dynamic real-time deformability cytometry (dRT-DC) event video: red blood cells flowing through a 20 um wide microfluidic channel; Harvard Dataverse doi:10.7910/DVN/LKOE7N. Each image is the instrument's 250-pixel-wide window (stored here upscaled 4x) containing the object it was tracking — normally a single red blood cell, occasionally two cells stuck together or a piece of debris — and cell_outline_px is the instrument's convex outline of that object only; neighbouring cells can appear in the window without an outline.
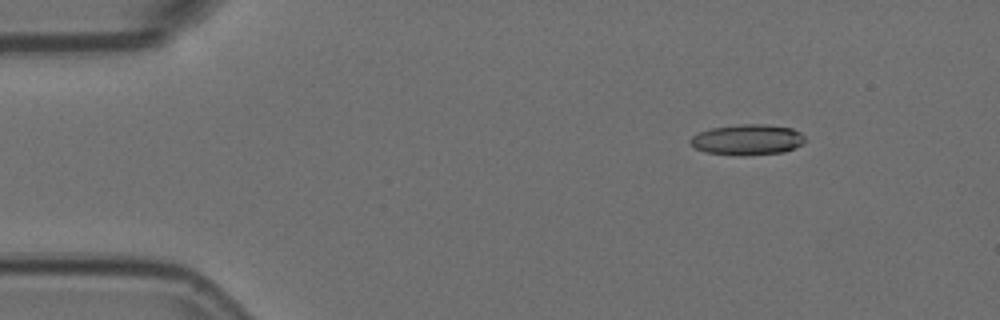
{"species": "Egyptian fruit bat (a non-hibernating species)", "species_latin": "Rousettus aegyptiacus", "temperature_condition": "room temperature", "stored_images_in_passage": 10, "camera_frame_rate_fps": 3000, "um_per_image_px": 0.085, "animal": {"sex": "female"}, "frame": {"image": 1, "passage_image": 3, "time_ms": 0.667, "image_size_px": [1000, 320], "cell_outline_px": [[804, 140], [796, 148], [784, 152], [744, 156], [736, 156], [704, 152], [688, 144], [688, 140], [692, 136], [700, 132], [712, 128], [740, 124], [764, 124], [792, 128], [800, 132], [804, 136]], "centroid_in_image_um": [63.5, 11.89], "position_along_channel_um": 21.5, "area_um2": 20.69}}
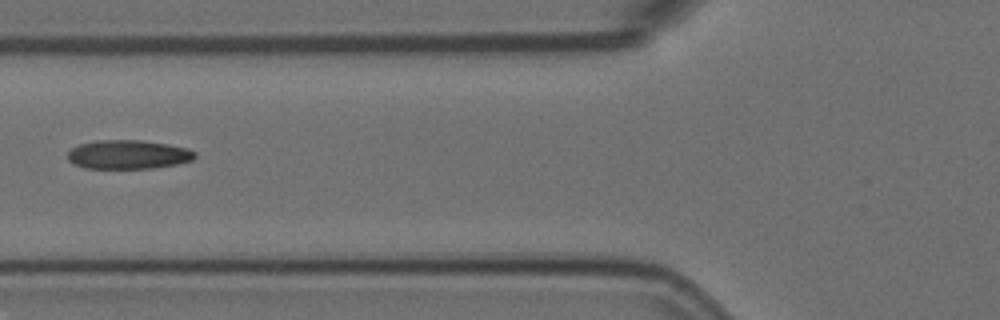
{"frame": {"image": 2, "passage_image": 7, "time_ms": 2.0, "image_size_px": [1000, 320], "cell_outline_px": [[196, 156], [192, 160], [176, 164], [152, 168], [84, 168], [72, 164], [68, 160], [68, 152], [72, 148], [80, 144], [96, 140], [140, 140], [168, 144], [188, 148], [196, 152]], "centroid_in_image_um": [10.88, 13.13], "position_along_channel_um": 114.9, "area_um2": 21.5}}
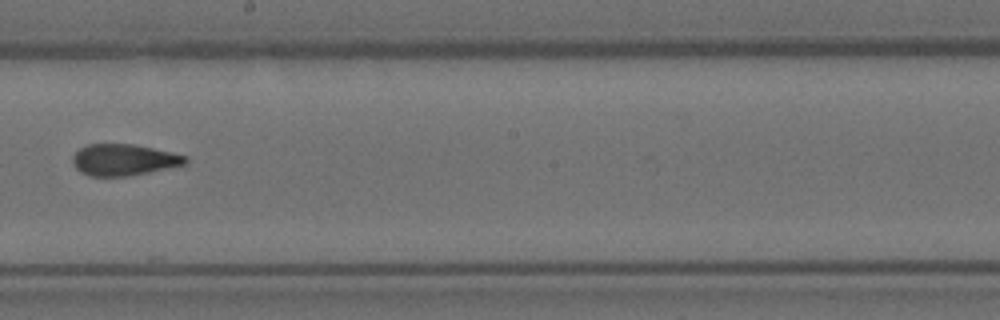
{"frame": {"image": 3, "passage_image": 10, "time_ms": 3.0, "image_size_px": [1000, 320], "cell_outline_px": [[188, 160], [184, 164], [148, 172], [124, 176], [88, 176], [80, 172], [76, 168], [72, 160], [72, 156], [80, 148], [88, 144], [132, 144], [152, 148], [188, 156]], "centroid_in_image_um": [10.48, 13.58], "position_along_channel_um": 237.7, "area_um2": 20.4}}